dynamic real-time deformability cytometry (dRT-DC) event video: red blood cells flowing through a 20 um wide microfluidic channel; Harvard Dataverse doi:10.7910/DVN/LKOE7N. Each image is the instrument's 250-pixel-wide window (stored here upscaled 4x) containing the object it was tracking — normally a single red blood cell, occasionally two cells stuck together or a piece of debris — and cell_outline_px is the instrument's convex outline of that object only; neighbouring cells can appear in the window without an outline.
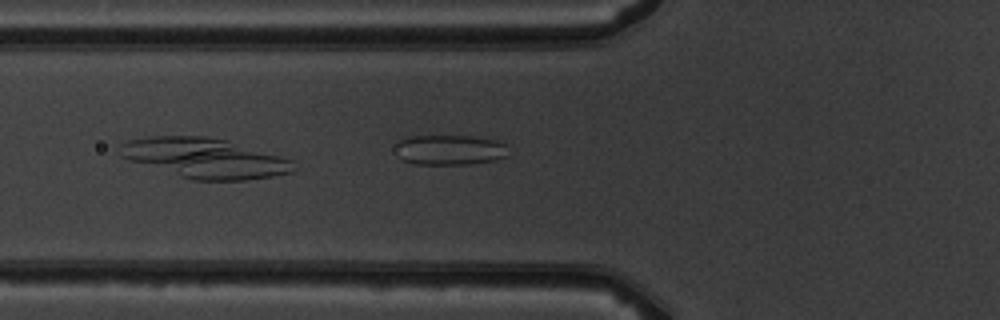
{"species": "common noctule bat (a hibernating species)", "species_latin": "Nyctalus noctula", "temperature_condition": "warm", "stored_images_in_passage": 6, "camera_frame_rate_fps": 3000, "um_per_image_px": 0.085, "animal": {"sex": "male", "body_mass_g": 19.5, "forearm_length_mm": 54.6}, "frame": {"image": 1, "passage_image": 6, "time_ms": 6.667, "image_size_px": [1000, 320], "cell_outline_px": [[508, 156], [492, 160], [468, 164], [416, 164], [404, 160], [396, 156], [396, 140], [408, 136], [472, 136], [500, 140], [504, 144]], "centroid_in_image_um": [38.18, 12.72], "position_along_channel_um": 87.6, "area_um2": 19.94}}